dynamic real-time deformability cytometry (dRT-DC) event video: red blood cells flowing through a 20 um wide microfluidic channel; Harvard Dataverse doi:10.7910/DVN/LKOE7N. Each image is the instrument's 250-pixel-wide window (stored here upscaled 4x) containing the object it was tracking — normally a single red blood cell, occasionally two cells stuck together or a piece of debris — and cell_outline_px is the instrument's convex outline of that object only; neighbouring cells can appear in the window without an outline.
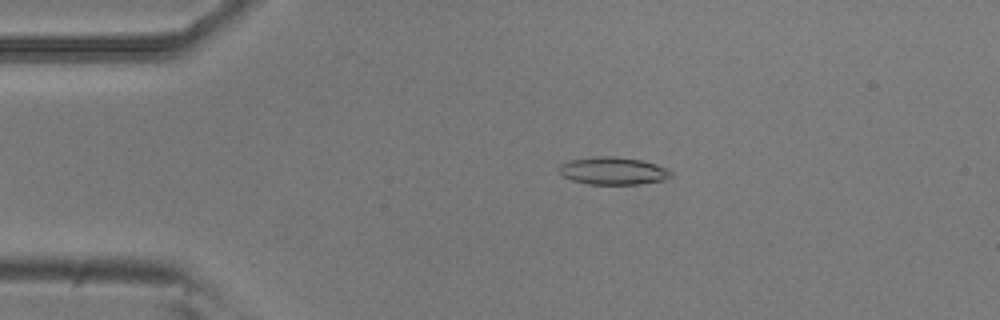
{"species": "common noctule bat (a hibernating species)", "species_latin": "Nyctalus noctula", "temperature_condition": "room temperature", "stored_images_in_passage": 53, "camera_frame_rate_fps": 3000, "um_per_image_px": 0.085, "animal": {"sex": "male", "body_mass_g": 20.5, "forearm_length_mm": 52.5}, "frame": {"image": 1, "passage_image": 11, "time_ms": 3.333, "image_size_px": [1000, 320], "cell_outline_px": [[672, 176], [664, 180], [640, 184], [588, 184], [572, 180], [564, 176], [560, 172], [560, 164], [568, 160], [596, 156], [616, 156], [640, 160], [656, 164], [672, 172]], "centroid_in_image_um": [52.11, 14.52], "position_along_channel_um": 32.9, "area_um2": 17.92}}
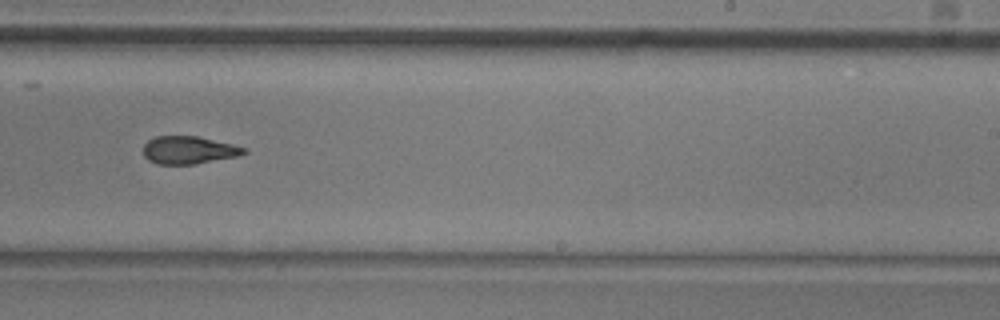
{"frame": {"image": 2, "passage_image": 33, "time_ms": 10.667, "image_size_px": [1000, 320], "cell_outline_px": [[248, 152], [240, 156], [192, 164], [156, 164], [148, 160], [144, 156], [144, 144], [148, 140], [156, 136], [196, 136], [232, 144], [248, 148]], "centroid_in_image_um": [16.06, 12.76], "position_along_channel_um": 272.9, "area_um2": 16.3}}
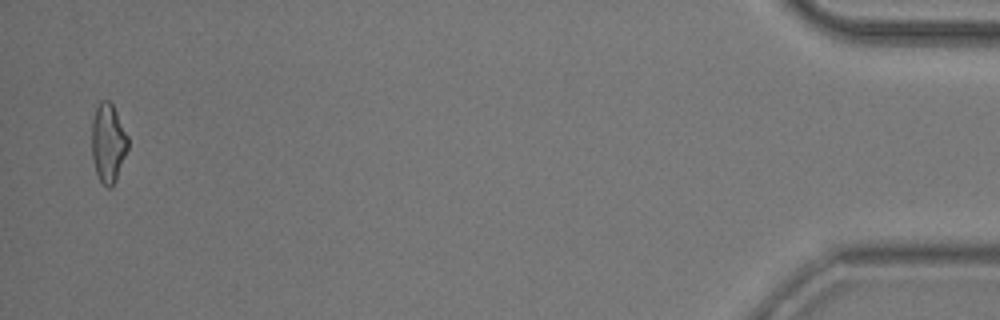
{"frame": {"image": 3, "passage_image": 52, "time_ms": 17.0, "image_size_px": [1000, 320], "cell_outline_px": [[128, 148], [116, 180], [112, 188], [108, 188], [100, 180], [96, 172], [92, 156], [92, 120], [96, 108], [100, 100], [108, 100], [112, 104], [128, 136]], "centroid_in_image_um": [9.19, 12.16], "position_along_channel_um": 426.0, "area_um2": 16.53}, "authors_computed_cell_mechanics": {"area_um2": 17.1666, "velocity_mm_per_s": 3.8255, "shape_relaxation_time_tau1_ms": 7.9072, "shape_relaxation_time_tau2_ms": 2.4449, "deformation_change_tau1": 0.2048, "deformation_change_tau2": 0.1011}}